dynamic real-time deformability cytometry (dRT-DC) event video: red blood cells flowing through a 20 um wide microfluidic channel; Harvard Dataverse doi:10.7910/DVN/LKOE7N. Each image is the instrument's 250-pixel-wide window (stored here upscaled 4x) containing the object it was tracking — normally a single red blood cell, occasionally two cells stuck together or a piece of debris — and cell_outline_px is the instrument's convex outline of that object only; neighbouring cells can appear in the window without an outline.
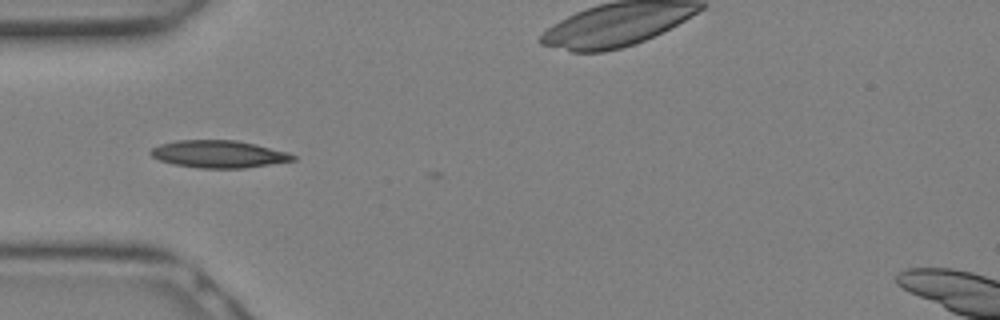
{"species": "Egyptian fruit bat (a non-hibernating species)", "species_latin": "Rousettus aegyptiacus", "temperature_condition": "warm", "stored_images_in_passage": 4, "camera_frame_rate_fps": 3000, "um_per_image_px": 0.085, "animal": {"sex": "female"}, "frame": {"image": 1, "passage_image": 3, "time_ms": 0.667, "image_size_px": [1000, 320], "cell_outline_px": [[296, 160], [244, 168], [200, 168], [176, 164], [160, 160], [152, 156], [148, 152], [152, 148], [160, 144], [176, 140], [236, 140], [256, 144], [288, 152], [296, 156]], "centroid_in_image_um": [18.6, 13.09], "position_along_channel_um": 66.4, "area_um2": 22.6}}